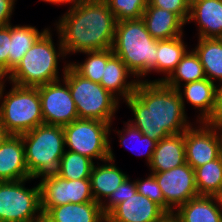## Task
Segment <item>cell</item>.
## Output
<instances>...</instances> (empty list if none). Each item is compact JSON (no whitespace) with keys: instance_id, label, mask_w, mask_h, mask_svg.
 Instances as JSON below:
<instances>
[{"instance_id":"obj_30","label":"cell","mask_w":222,"mask_h":222,"mask_svg":"<svg viewBox=\"0 0 222 222\" xmlns=\"http://www.w3.org/2000/svg\"><path fill=\"white\" fill-rule=\"evenodd\" d=\"M94 163L86 156L65 150L56 174L66 180L89 179Z\"/></svg>"},{"instance_id":"obj_14","label":"cell","mask_w":222,"mask_h":222,"mask_svg":"<svg viewBox=\"0 0 222 222\" xmlns=\"http://www.w3.org/2000/svg\"><path fill=\"white\" fill-rule=\"evenodd\" d=\"M166 214L160 205L136 192L116 205L106 215V222H157Z\"/></svg>"},{"instance_id":"obj_18","label":"cell","mask_w":222,"mask_h":222,"mask_svg":"<svg viewBox=\"0 0 222 222\" xmlns=\"http://www.w3.org/2000/svg\"><path fill=\"white\" fill-rule=\"evenodd\" d=\"M30 178L21 135L11 134L0 146V181Z\"/></svg>"},{"instance_id":"obj_25","label":"cell","mask_w":222,"mask_h":222,"mask_svg":"<svg viewBox=\"0 0 222 222\" xmlns=\"http://www.w3.org/2000/svg\"><path fill=\"white\" fill-rule=\"evenodd\" d=\"M184 35L176 38L157 41L158 74H164L162 78L147 80L150 82H163L175 70L181 58L187 53L188 45L185 43Z\"/></svg>"},{"instance_id":"obj_34","label":"cell","mask_w":222,"mask_h":222,"mask_svg":"<svg viewBox=\"0 0 222 222\" xmlns=\"http://www.w3.org/2000/svg\"><path fill=\"white\" fill-rule=\"evenodd\" d=\"M135 184L138 193L149 198L164 209V196L152 173H150L145 179L137 178Z\"/></svg>"},{"instance_id":"obj_31","label":"cell","mask_w":222,"mask_h":222,"mask_svg":"<svg viewBox=\"0 0 222 222\" xmlns=\"http://www.w3.org/2000/svg\"><path fill=\"white\" fill-rule=\"evenodd\" d=\"M123 127L124 128H122V130L112 129L114 132H116V134L118 133L117 136L119 138L118 142L120 143V146L125 147V148H127L131 151L132 146L130 147L131 142H128L129 139L131 140L133 138L134 140H137L139 143H141L140 145H142V148L145 151H143L141 149L143 153L141 151H139V153H135V151H133L134 149H132L131 152H134L135 154H138V156H143L144 155L145 159H146L145 160L146 164L149 166L157 142L155 140H152L147 135H144L140 130H138L136 127H134L128 121L124 123Z\"/></svg>"},{"instance_id":"obj_41","label":"cell","mask_w":222,"mask_h":222,"mask_svg":"<svg viewBox=\"0 0 222 222\" xmlns=\"http://www.w3.org/2000/svg\"><path fill=\"white\" fill-rule=\"evenodd\" d=\"M157 222H180L174 213H167L161 220Z\"/></svg>"},{"instance_id":"obj_22","label":"cell","mask_w":222,"mask_h":222,"mask_svg":"<svg viewBox=\"0 0 222 222\" xmlns=\"http://www.w3.org/2000/svg\"><path fill=\"white\" fill-rule=\"evenodd\" d=\"M43 219L46 222H106L101 204L95 201L49 208L43 214Z\"/></svg>"},{"instance_id":"obj_27","label":"cell","mask_w":222,"mask_h":222,"mask_svg":"<svg viewBox=\"0 0 222 222\" xmlns=\"http://www.w3.org/2000/svg\"><path fill=\"white\" fill-rule=\"evenodd\" d=\"M205 78L204 69L198 55L193 49H189L181 58V61L176 66L175 70L163 82L171 88L178 89L183 84Z\"/></svg>"},{"instance_id":"obj_8","label":"cell","mask_w":222,"mask_h":222,"mask_svg":"<svg viewBox=\"0 0 222 222\" xmlns=\"http://www.w3.org/2000/svg\"><path fill=\"white\" fill-rule=\"evenodd\" d=\"M34 178L0 181V222H38L43 219L39 183L32 188L25 183Z\"/></svg>"},{"instance_id":"obj_20","label":"cell","mask_w":222,"mask_h":222,"mask_svg":"<svg viewBox=\"0 0 222 222\" xmlns=\"http://www.w3.org/2000/svg\"><path fill=\"white\" fill-rule=\"evenodd\" d=\"M138 83L139 81L117 55L113 54L108 59L100 82L107 91L120 101L123 99L124 102L134 93Z\"/></svg>"},{"instance_id":"obj_42","label":"cell","mask_w":222,"mask_h":222,"mask_svg":"<svg viewBox=\"0 0 222 222\" xmlns=\"http://www.w3.org/2000/svg\"><path fill=\"white\" fill-rule=\"evenodd\" d=\"M217 197H218L220 205L222 207V191H221V193Z\"/></svg>"},{"instance_id":"obj_13","label":"cell","mask_w":222,"mask_h":222,"mask_svg":"<svg viewBox=\"0 0 222 222\" xmlns=\"http://www.w3.org/2000/svg\"><path fill=\"white\" fill-rule=\"evenodd\" d=\"M154 175L164 196V210L173 213L179 206L199 195L194 169L187 163Z\"/></svg>"},{"instance_id":"obj_23","label":"cell","mask_w":222,"mask_h":222,"mask_svg":"<svg viewBox=\"0 0 222 222\" xmlns=\"http://www.w3.org/2000/svg\"><path fill=\"white\" fill-rule=\"evenodd\" d=\"M173 213L180 222H222V207L216 196L198 195Z\"/></svg>"},{"instance_id":"obj_9","label":"cell","mask_w":222,"mask_h":222,"mask_svg":"<svg viewBox=\"0 0 222 222\" xmlns=\"http://www.w3.org/2000/svg\"><path fill=\"white\" fill-rule=\"evenodd\" d=\"M111 127V123L88 119H77L62 126L66 150L86 156L93 162L108 159Z\"/></svg>"},{"instance_id":"obj_10","label":"cell","mask_w":222,"mask_h":222,"mask_svg":"<svg viewBox=\"0 0 222 222\" xmlns=\"http://www.w3.org/2000/svg\"><path fill=\"white\" fill-rule=\"evenodd\" d=\"M41 210L44 214L49 208L69 203L95 201L90 179L66 180L56 173L39 177Z\"/></svg>"},{"instance_id":"obj_43","label":"cell","mask_w":222,"mask_h":222,"mask_svg":"<svg viewBox=\"0 0 222 222\" xmlns=\"http://www.w3.org/2000/svg\"><path fill=\"white\" fill-rule=\"evenodd\" d=\"M4 78L0 75V85L3 82Z\"/></svg>"},{"instance_id":"obj_15","label":"cell","mask_w":222,"mask_h":222,"mask_svg":"<svg viewBox=\"0 0 222 222\" xmlns=\"http://www.w3.org/2000/svg\"><path fill=\"white\" fill-rule=\"evenodd\" d=\"M115 154L109 141V158L102 164L94 163L90 174L91 192L95 202L102 204L115 189L128 177L115 164Z\"/></svg>"},{"instance_id":"obj_33","label":"cell","mask_w":222,"mask_h":222,"mask_svg":"<svg viewBox=\"0 0 222 222\" xmlns=\"http://www.w3.org/2000/svg\"><path fill=\"white\" fill-rule=\"evenodd\" d=\"M128 176L120 186H118L114 192L101 204L102 212L106 216L116 205L127 200L131 195L137 192L135 180H130Z\"/></svg>"},{"instance_id":"obj_6","label":"cell","mask_w":222,"mask_h":222,"mask_svg":"<svg viewBox=\"0 0 222 222\" xmlns=\"http://www.w3.org/2000/svg\"><path fill=\"white\" fill-rule=\"evenodd\" d=\"M62 78L67 82L75 102L78 118L113 122L120 107V100L101 84L78 74L69 62H64Z\"/></svg>"},{"instance_id":"obj_26","label":"cell","mask_w":222,"mask_h":222,"mask_svg":"<svg viewBox=\"0 0 222 222\" xmlns=\"http://www.w3.org/2000/svg\"><path fill=\"white\" fill-rule=\"evenodd\" d=\"M50 28L41 31L32 25H12L9 57V74L17 67L26 52Z\"/></svg>"},{"instance_id":"obj_21","label":"cell","mask_w":222,"mask_h":222,"mask_svg":"<svg viewBox=\"0 0 222 222\" xmlns=\"http://www.w3.org/2000/svg\"><path fill=\"white\" fill-rule=\"evenodd\" d=\"M186 163L184 132L162 138L156 143L149 164L150 172L171 170Z\"/></svg>"},{"instance_id":"obj_19","label":"cell","mask_w":222,"mask_h":222,"mask_svg":"<svg viewBox=\"0 0 222 222\" xmlns=\"http://www.w3.org/2000/svg\"><path fill=\"white\" fill-rule=\"evenodd\" d=\"M147 31L155 40L176 38L184 34L186 23L176 14L162 8L147 6L142 14Z\"/></svg>"},{"instance_id":"obj_5","label":"cell","mask_w":222,"mask_h":222,"mask_svg":"<svg viewBox=\"0 0 222 222\" xmlns=\"http://www.w3.org/2000/svg\"><path fill=\"white\" fill-rule=\"evenodd\" d=\"M30 178L58 171L66 147L62 126L41 124L21 134Z\"/></svg>"},{"instance_id":"obj_28","label":"cell","mask_w":222,"mask_h":222,"mask_svg":"<svg viewBox=\"0 0 222 222\" xmlns=\"http://www.w3.org/2000/svg\"><path fill=\"white\" fill-rule=\"evenodd\" d=\"M195 183L199 195L218 196L222 191V154L194 169Z\"/></svg>"},{"instance_id":"obj_4","label":"cell","mask_w":222,"mask_h":222,"mask_svg":"<svg viewBox=\"0 0 222 222\" xmlns=\"http://www.w3.org/2000/svg\"><path fill=\"white\" fill-rule=\"evenodd\" d=\"M49 28L26 52L17 67L5 78L6 81L22 87H38L61 79L59 60L67 57L60 37L56 46ZM62 57V58H61Z\"/></svg>"},{"instance_id":"obj_11","label":"cell","mask_w":222,"mask_h":222,"mask_svg":"<svg viewBox=\"0 0 222 222\" xmlns=\"http://www.w3.org/2000/svg\"><path fill=\"white\" fill-rule=\"evenodd\" d=\"M184 132L186 163L193 169L222 154V129L207 122H195ZM194 126V127H193Z\"/></svg>"},{"instance_id":"obj_24","label":"cell","mask_w":222,"mask_h":222,"mask_svg":"<svg viewBox=\"0 0 222 222\" xmlns=\"http://www.w3.org/2000/svg\"><path fill=\"white\" fill-rule=\"evenodd\" d=\"M193 48L203 66L207 79L222 84V38H198Z\"/></svg>"},{"instance_id":"obj_3","label":"cell","mask_w":222,"mask_h":222,"mask_svg":"<svg viewBox=\"0 0 222 222\" xmlns=\"http://www.w3.org/2000/svg\"><path fill=\"white\" fill-rule=\"evenodd\" d=\"M157 41L142 18L117 21L112 50L138 81H147L152 72L158 74Z\"/></svg>"},{"instance_id":"obj_38","label":"cell","mask_w":222,"mask_h":222,"mask_svg":"<svg viewBox=\"0 0 222 222\" xmlns=\"http://www.w3.org/2000/svg\"><path fill=\"white\" fill-rule=\"evenodd\" d=\"M207 123L222 129V84L217 85L214 113Z\"/></svg>"},{"instance_id":"obj_29","label":"cell","mask_w":222,"mask_h":222,"mask_svg":"<svg viewBox=\"0 0 222 222\" xmlns=\"http://www.w3.org/2000/svg\"><path fill=\"white\" fill-rule=\"evenodd\" d=\"M86 55L82 62H69V65L82 77L100 84L108 59L114 54L112 48L103 51L82 52Z\"/></svg>"},{"instance_id":"obj_12","label":"cell","mask_w":222,"mask_h":222,"mask_svg":"<svg viewBox=\"0 0 222 222\" xmlns=\"http://www.w3.org/2000/svg\"><path fill=\"white\" fill-rule=\"evenodd\" d=\"M37 88L44 124L64 126L79 119L69 86L63 78Z\"/></svg>"},{"instance_id":"obj_40","label":"cell","mask_w":222,"mask_h":222,"mask_svg":"<svg viewBox=\"0 0 222 222\" xmlns=\"http://www.w3.org/2000/svg\"><path fill=\"white\" fill-rule=\"evenodd\" d=\"M11 133L0 122V146L8 139Z\"/></svg>"},{"instance_id":"obj_2","label":"cell","mask_w":222,"mask_h":222,"mask_svg":"<svg viewBox=\"0 0 222 222\" xmlns=\"http://www.w3.org/2000/svg\"><path fill=\"white\" fill-rule=\"evenodd\" d=\"M55 20L66 56L112 48L116 19L105 0H87Z\"/></svg>"},{"instance_id":"obj_17","label":"cell","mask_w":222,"mask_h":222,"mask_svg":"<svg viewBox=\"0 0 222 222\" xmlns=\"http://www.w3.org/2000/svg\"><path fill=\"white\" fill-rule=\"evenodd\" d=\"M195 22L198 38H222V0H194L187 23Z\"/></svg>"},{"instance_id":"obj_36","label":"cell","mask_w":222,"mask_h":222,"mask_svg":"<svg viewBox=\"0 0 222 222\" xmlns=\"http://www.w3.org/2000/svg\"><path fill=\"white\" fill-rule=\"evenodd\" d=\"M148 3L157 8L176 13L185 23L190 15V2L188 0H148Z\"/></svg>"},{"instance_id":"obj_16","label":"cell","mask_w":222,"mask_h":222,"mask_svg":"<svg viewBox=\"0 0 222 222\" xmlns=\"http://www.w3.org/2000/svg\"><path fill=\"white\" fill-rule=\"evenodd\" d=\"M216 90L217 85L207 78L183 84L177 89L184 109L186 110L187 102L196 112L199 111L196 122H207L212 117L216 104Z\"/></svg>"},{"instance_id":"obj_37","label":"cell","mask_w":222,"mask_h":222,"mask_svg":"<svg viewBox=\"0 0 222 222\" xmlns=\"http://www.w3.org/2000/svg\"><path fill=\"white\" fill-rule=\"evenodd\" d=\"M17 0H0V27L9 25Z\"/></svg>"},{"instance_id":"obj_32","label":"cell","mask_w":222,"mask_h":222,"mask_svg":"<svg viewBox=\"0 0 222 222\" xmlns=\"http://www.w3.org/2000/svg\"><path fill=\"white\" fill-rule=\"evenodd\" d=\"M116 21L140 19L148 0H105Z\"/></svg>"},{"instance_id":"obj_35","label":"cell","mask_w":222,"mask_h":222,"mask_svg":"<svg viewBox=\"0 0 222 222\" xmlns=\"http://www.w3.org/2000/svg\"><path fill=\"white\" fill-rule=\"evenodd\" d=\"M10 41L11 23L0 27V75L4 79L9 75Z\"/></svg>"},{"instance_id":"obj_7","label":"cell","mask_w":222,"mask_h":222,"mask_svg":"<svg viewBox=\"0 0 222 222\" xmlns=\"http://www.w3.org/2000/svg\"><path fill=\"white\" fill-rule=\"evenodd\" d=\"M5 82L4 79L0 85L1 124L13 135H21L44 124L38 88L11 83V89L5 92Z\"/></svg>"},{"instance_id":"obj_39","label":"cell","mask_w":222,"mask_h":222,"mask_svg":"<svg viewBox=\"0 0 222 222\" xmlns=\"http://www.w3.org/2000/svg\"><path fill=\"white\" fill-rule=\"evenodd\" d=\"M39 1H44V2L51 3V4L57 5V6L69 4L70 5L69 8H72V7H75L78 4H80L84 1H87V0H39Z\"/></svg>"},{"instance_id":"obj_1","label":"cell","mask_w":222,"mask_h":222,"mask_svg":"<svg viewBox=\"0 0 222 222\" xmlns=\"http://www.w3.org/2000/svg\"><path fill=\"white\" fill-rule=\"evenodd\" d=\"M124 102L134 116L128 122L156 142L194 125L188 120L177 89L164 82L139 81Z\"/></svg>"}]
</instances>
